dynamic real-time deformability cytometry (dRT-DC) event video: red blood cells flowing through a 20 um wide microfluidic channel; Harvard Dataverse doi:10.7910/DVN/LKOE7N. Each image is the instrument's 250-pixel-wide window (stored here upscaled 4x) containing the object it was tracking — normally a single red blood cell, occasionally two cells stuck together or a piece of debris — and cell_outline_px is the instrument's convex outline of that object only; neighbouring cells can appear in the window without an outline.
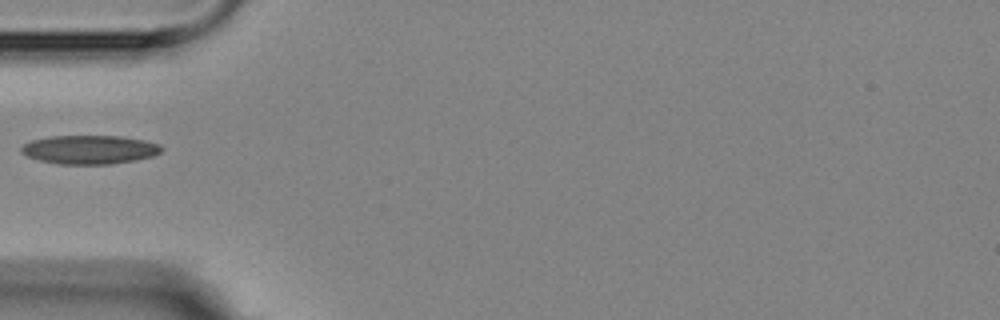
{"species": "Egyptian fruit bat (a non-hibernating species)", "species_latin": "Rousettus aegyptiacus", "temperature_condition": "room temperature", "stored_images_in_passage": 1, "camera_frame_rate_fps": 3000, "um_per_image_px": 0.085, "animal": {"sex": "female"}, "frame": {"image": 1, "passage_image": 1, "time_ms": 0.0, "image_size_px": [1000, 320], "cell_outline_px": [[164, 148], [160, 152], [152, 156], [136, 160], [108, 164], [60, 164], [40, 160], [28, 156], [20, 152], [20, 148], [24, 144], [32, 140], [48, 136], [120, 136], [144, 140], [160, 144]], "centroid_in_image_um": [7.62, 12.71], "position_along_channel_um": 77.4, "area_um2": 23.47}}